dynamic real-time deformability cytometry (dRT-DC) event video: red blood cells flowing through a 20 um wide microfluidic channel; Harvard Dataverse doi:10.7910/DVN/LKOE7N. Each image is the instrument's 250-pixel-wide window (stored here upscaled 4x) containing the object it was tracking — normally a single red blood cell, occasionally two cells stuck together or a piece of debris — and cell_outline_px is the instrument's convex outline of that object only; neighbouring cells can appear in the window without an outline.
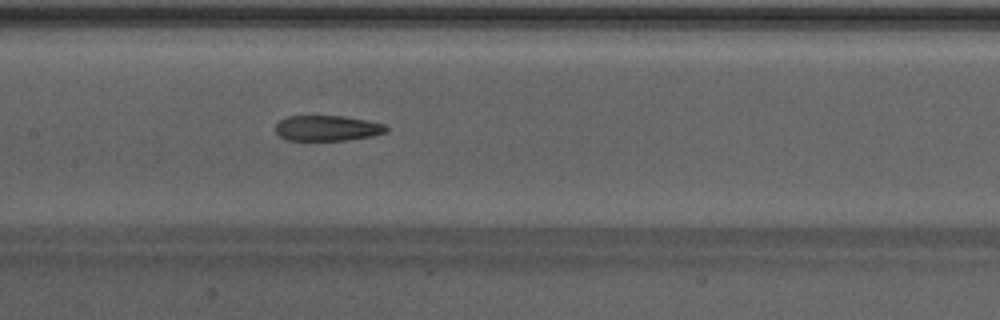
{"species": "Egyptian fruit bat (a non-hibernating species)", "species_latin": "Rousettus aegyptiacus", "temperature_condition": "warm", "stored_images_in_passage": 41, "camera_frame_rate_fps": 3000, "um_per_image_px": 0.085, "animal": {"sex": "male"}, "frame": {"image": 1, "passage_image": 23, "time_ms": 7.333, "image_size_px": [1000, 320], "cell_outline_px": [[388, 132], [372, 136], [344, 140], [288, 140], [280, 136], [276, 132], [276, 124], [280, 120], [288, 116], [344, 116], [384, 124], [388, 128]], "centroid_in_image_um": [27.82, 10.89], "position_along_channel_um": 179.6, "area_um2": 16.3}}
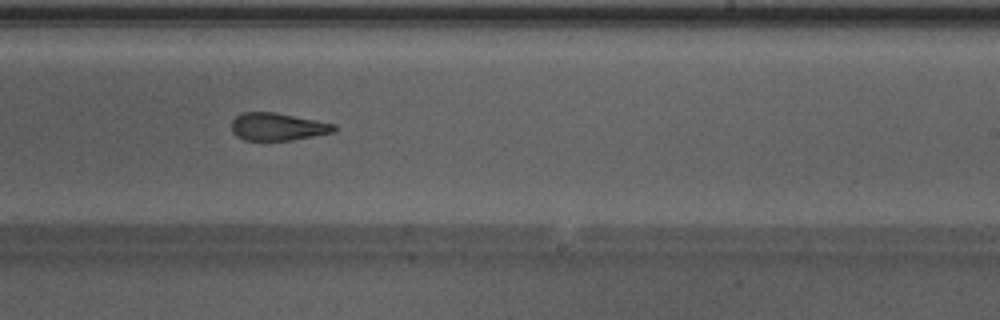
{"frame": {"image": 2, "passage_image": 29, "time_ms": 9.333, "image_size_px": [1000, 320], "cell_outline_px": [[340, 128], [336, 132], [292, 140], [244, 140], [236, 136], [232, 132], [232, 120], [236, 116], [244, 112], [276, 112], [336, 124]], "centroid_in_image_um": [23.65, 10.77], "position_along_channel_um": 265.4, "area_um2": 16.7}}
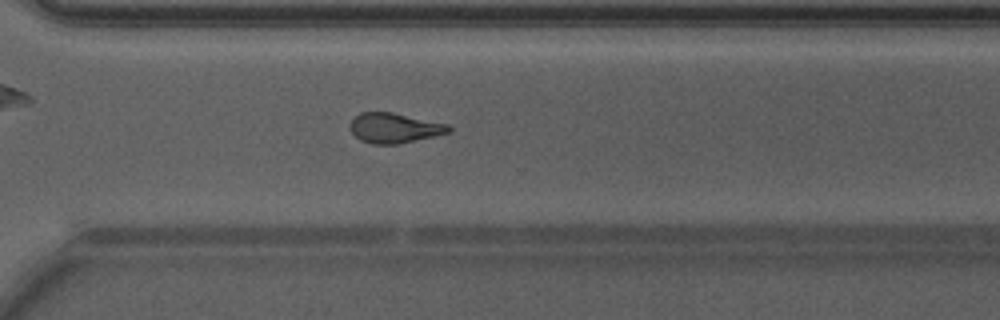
{"frame": {"image": 3, "passage_image": 34, "time_ms": 11.0, "image_size_px": [1000, 320], "cell_outline_px": [[452, 132], [396, 144], [372, 144], [360, 140], [352, 132], [348, 124], [360, 112], [392, 112], [448, 124], [452, 128]], "centroid_in_image_um": [33.52, 10.87], "position_along_channel_um": 337.1, "area_um2": 17.17}}